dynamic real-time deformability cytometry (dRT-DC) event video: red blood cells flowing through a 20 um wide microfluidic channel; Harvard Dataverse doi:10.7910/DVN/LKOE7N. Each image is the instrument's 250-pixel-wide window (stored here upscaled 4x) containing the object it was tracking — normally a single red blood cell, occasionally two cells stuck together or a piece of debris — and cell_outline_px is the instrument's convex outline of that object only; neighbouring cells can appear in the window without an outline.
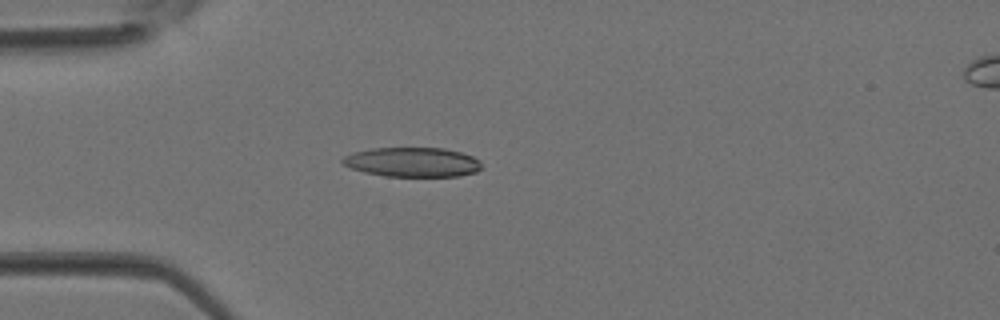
{"species": "Egyptian fruit bat (a non-hibernating species)", "species_latin": "Rousettus aegyptiacus", "temperature_condition": "room temperature", "stored_images_in_passage": 3, "segment_of_instrument_passage": [1, 2], "camera_frame_rate_fps": 3000, "um_per_image_px": 0.085, "animal": {"sex": "female"}, "frame": {"image": 1, "passage_image": 2, "time_ms": 0.333, "image_size_px": [1000, 320], "cell_outline_px": [[480, 168], [476, 172], [460, 176], [388, 176], [364, 172], [352, 168], [344, 164], [340, 160], [344, 156], [352, 152], [372, 148], [444, 148], [460, 152], [472, 156], [480, 160]], "centroid_in_image_um": [35.05, 13.77], "position_along_channel_um": 49.9, "area_um2": 23.81}}